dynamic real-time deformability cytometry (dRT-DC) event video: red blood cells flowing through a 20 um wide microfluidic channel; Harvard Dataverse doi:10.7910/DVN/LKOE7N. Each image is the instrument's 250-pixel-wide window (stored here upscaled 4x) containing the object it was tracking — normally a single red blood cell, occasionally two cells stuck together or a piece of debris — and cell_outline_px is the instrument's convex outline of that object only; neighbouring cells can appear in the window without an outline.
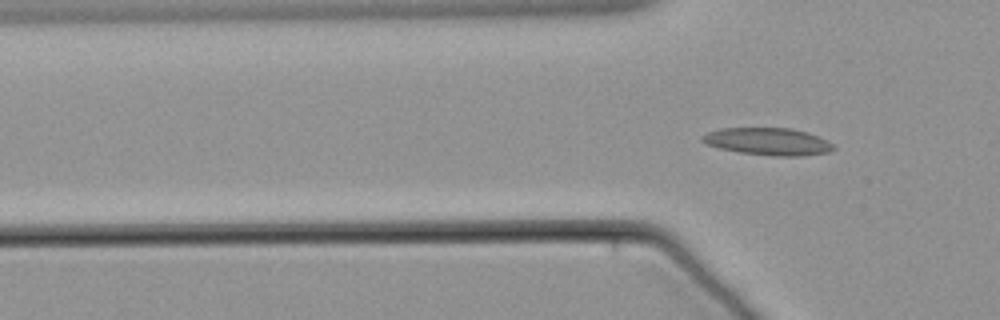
{"species": "common noctule bat (a hibernating species)", "species_latin": "Nyctalus noctula", "temperature_condition": "warm", "stored_images_in_passage": 2, "camera_frame_rate_fps": 3000, "um_per_image_px": 0.085, "animal": {"sex": "male", "body_mass_g": 21.5, "forearm_length_mm": 52.0}, "frame": {"image": 1, "passage_image": 2, "time_ms": 0.333, "image_size_px": [1000, 320], "cell_outline_px": [[836, 148], [832, 152], [804, 156], [772, 156], [740, 152], [720, 148], [708, 144], [700, 140], [700, 136], [708, 132], [724, 128], [792, 128], [808, 132], [820, 136], [828, 140]], "centroid_in_image_um": [65.35, 12.03], "position_along_channel_um": 60.4, "area_um2": 21.1}}